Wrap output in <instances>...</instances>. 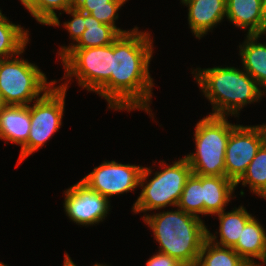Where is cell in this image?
<instances>
[{"mask_svg": "<svg viewBox=\"0 0 266 266\" xmlns=\"http://www.w3.org/2000/svg\"><path fill=\"white\" fill-rule=\"evenodd\" d=\"M159 243V252L176 258L184 266H196L207 227L200 217L177 208L143 216Z\"/></svg>", "mask_w": 266, "mask_h": 266, "instance_id": "2", "label": "cell"}, {"mask_svg": "<svg viewBox=\"0 0 266 266\" xmlns=\"http://www.w3.org/2000/svg\"><path fill=\"white\" fill-rule=\"evenodd\" d=\"M142 168L114 160L104 161L81 181L109 200L110 196L134 191L139 187Z\"/></svg>", "mask_w": 266, "mask_h": 266, "instance_id": "10", "label": "cell"}, {"mask_svg": "<svg viewBox=\"0 0 266 266\" xmlns=\"http://www.w3.org/2000/svg\"><path fill=\"white\" fill-rule=\"evenodd\" d=\"M93 266H106V265L96 263V264L93 265Z\"/></svg>", "mask_w": 266, "mask_h": 266, "instance_id": "31", "label": "cell"}, {"mask_svg": "<svg viewBox=\"0 0 266 266\" xmlns=\"http://www.w3.org/2000/svg\"><path fill=\"white\" fill-rule=\"evenodd\" d=\"M67 81L50 88L30 106L31 126L28 141L21 147L18 165L49 140L62 125Z\"/></svg>", "mask_w": 266, "mask_h": 266, "instance_id": "8", "label": "cell"}, {"mask_svg": "<svg viewBox=\"0 0 266 266\" xmlns=\"http://www.w3.org/2000/svg\"><path fill=\"white\" fill-rule=\"evenodd\" d=\"M86 30L76 44L60 47L59 55L62 57L69 48H93L112 44L121 34L112 26L101 23L91 14L85 13Z\"/></svg>", "mask_w": 266, "mask_h": 266, "instance_id": "19", "label": "cell"}, {"mask_svg": "<svg viewBox=\"0 0 266 266\" xmlns=\"http://www.w3.org/2000/svg\"><path fill=\"white\" fill-rule=\"evenodd\" d=\"M164 162L161 161L160 163L163 170L156 172L149 182H147V178L151 175L152 170L150 167L142 168L139 186L143 189L133 204V212L139 213L158 210L167 206H177L186 181L192 174V169L185 157L174 161L172 165L167 167Z\"/></svg>", "mask_w": 266, "mask_h": 266, "instance_id": "5", "label": "cell"}, {"mask_svg": "<svg viewBox=\"0 0 266 266\" xmlns=\"http://www.w3.org/2000/svg\"><path fill=\"white\" fill-rule=\"evenodd\" d=\"M22 4L40 24L60 26L55 10L66 12L74 0H25Z\"/></svg>", "mask_w": 266, "mask_h": 266, "instance_id": "23", "label": "cell"}, {"mask_svg": "<svg viewBox=\"0 0 266 266\" xmlns=\"http://www.w3.org/2000/svg\"><path fill=\"white\" fill-rule=\"evenodd\" d=\"M262 35H248L239 46L244 70L266 90V44L258 43Z\"/></svg>", "mask_w": 266, "mask_h": 266, "instance_id": "17", "label": "cell"}, {"mask_svg": "<svg viewBox=\"0 0 266 266\" xmlns=\"http://www.w3.org/2000/svg\"><path fill=\"white\" fill-rule=\"evenodd\" d=\"M217 216L220 220V241L218 242L217 237L210 233L209 230H207V238L217 245L233 248L237 244L239 237H241L246 222L252 215L243 206H240L230 212L223 210Z\"/></svg>", "mask_w": 266, "mask_h": 266, "instance_id": "18", "label": "cell"}, {"mask_svg": "<svg viewBox=\"0 0 266 266\" xmlns=\"http://www.w3.org/2000/svg\"><path fill=\"white\" fill-rule=\"evenodd\" d=\"M64 79L75 76L80 87L105 98L110 108L112 44L93 48H69L61 57Z\"/></svg>", "mask_w": 266, "mask_h": 266, "instance_id": "6", "label": "cell"}, {"mask_svg": "<svg viewBox=\"0 0 266 266\" xmlns=\"http://www.w3.org/2000/svg\"><path fill=\"white\" fill-rule=\"evenodd\" d=\"M65 259H64V265L63 266H76L74 262L72 261L71 257L65 253Z\"/></svg>", "mask_w": 266, "mask_h": 266, "instance_id": "28", "label": "cell"}, {"mask_svg": "<svg viewBox=\"0 0 266 266\" xmlns=\"http://www.w3.org/2000/svg\"><path fill=\"white\" fill-rule=\"evenodd\" d=\"M188 7L192 33L201 39L226 17V0H181Z\"/></svg>", "mask_w": 266, "mask_h": 266, "instance_id": "12", "label": "cell"}, {"mask_svg": "<svg viewBox=\"0 0 266 266\" xmlns=\"http://www.w3.org/2000/svg\"><path fill=\"white\" fill-rule=\"evenodd\" d=\"M66 215L78 225H94L105 220L110 202L81 180L65 191Z\"/></svg>", "mask_w": 266, "mask_h": 266, "instance_id": "11", "label": "cell"}, {"mask_svg": "<svg viewBox=\"0 0 266 266\" xmlns=\"http://www.w3.org/2000/svg\"><path fill=\"white\" fill-rule=\"evenodd\" d=\"M55 83L47 82L45 73L27 60L17 57L0 60V96L4 105H30Z\"/></svg>", "mask_w": 266, "mask_h": 266, "instance_id": "7", "label": "cell"}, {"mask_svg": "<svg viewBox=\"0 0 266 266\" xmlns=\"http://www.w3.org/2000/svg\"><path fill=\"white\" fill-rule=\"evenodd\" d=\"M194 71L192 74H195V80L213 106V112L209 115L231 114L236 117L246 104L257 102L266 95L245 70L213 67Z\"/></svg>", "mask_w": 266, "mask_h": 266, "instance_id": "3", "label": "cell"}, {"mask_svg": "<svg viewBox=\"0 0 266 266\" xmlns=\"http://www.w3.org/2000/svg\"><path fill=\"white\" fill-rule=\"evenodd\" d=\"M235 188L236 183L225 176H202L203 215L221 213Z\"/></svg>", "mask_w": 266, "mask_h": 266, "instance_id": "16", "label": "cell"}, {"mask_svg": "<svg viewBox=\"0 0 266 266\" xmlns=\"http://www.w3.org/2000/svg\"><path fill=\"white\" fill-rule=\"evenodd\" d=\"M152 43L148 31L139 32L137 27L121 34L112 43L110 108L127 111L142 109L150 114L154 85L149 72Z\"/></svg>", "mask_w": 266, "mask_h": 266, "instance_id": "1", "label": "cell"}, {"mask_svg": "<svg viewBox=\"0 0 266 266\" xmlns=\"http://www.w3.org/2000/svg\"><path fill=\"white\" fill-rule=\"evenodd\" d=\"M146 266H184L176 258L163 253L154 254L147 262Z\"/></svg>", "mask_w": 266, "mask_h": 266, "instance_id": "27", "label": "cell"}, {"mask_svg": "<svg viewBox=\"0 0 266 266\" xmlns=\"http://www.w3.org/2000/svg\"><path fill=\"white\" fill-rule=\"evenodd\" d=\"M30 105H4L0 109V139L21 147L28 141Z\"/></svg>", "mask_w": 266, "mask_h": 266, "instance_id": "14", "label": "cell"}, {"mask_svg": "<svg viewBox=\"0 0 266 266\" xmlns=\"http://www.w3.org/2000/svg\"><path fill=\"white\" fill-rule=\"evenodd\" d=\"M196 266H253L233 248L217 245L205 239Z\"/></svg>", "mask_w": 266, "mask_h": 266, "instance_id": "21", "label": "cell"}, {"mask_svg": "<svg viewBox=\"0 0 266 266\" xmlns=\"http://www.w3.org/2000/svg\"><path fill=\"white\" fill-rule=\"evenodd\" d=\"M226 17L236 27L248 28V35L266 34V14L262 0H226Z\"/></svg>", "mask_w": 266, "mask_h": 266, "instance_id": "13", "label": "cell"}, {"mask_svg": "<svg viewBox=\"0 0 266 266\" xmlns=\"http://www.w3.org/2000/svg\"><path fill=\"white\" fill-rule=\"evenodd\" d=\"M73 19L68 22H64L65 28L70 33V38L77 42L82 33L86 30L85 27V13L78 10L76 7H72L66 11Z\"/></svg>", "mask_w": 266, "mask_h": 266, "instance_id": "26", "label": "cell"}, {"mask_svg": "<svg viewBox=\"0 0 266 266\" xmlns=\"http://www.w3.org/2000/svg\"><path fill=\"white\" fill-rule=\"evenodd\" d=\"M3 106H4V103H3L2 99H1V96H0V109H1Z\"/></svg>", "mask_w": 266, "mask_h": 266, "instance_id": "30", "label": "cell"}, {"mask_svg": "<svg viewBox=\"0 0 266 266\" xmlns=\"http://www.w3.org/2000/svg\"><path fill=\"white\" fill-rule=\"evenodd\" d=\"M28 30L20 25L10 22L5 15L0 12V60L19 56L24 52L28 40Z\"/></svg>", "mask_w": 266, "mask_h": 266, "instance_id": "20", "label": "cell"}, {"mask_svg": "<svg viewBox=\"0 0 266 266\" xmlns=\"http://www.w3.org/2000/svg\"><path fill=\"white\" fill-rule=\"evenodd\" d=\"M226 116L208 115L196 123L195 153L186 155L192 173L225 176V151L231 131L237 126Z\"/></svg>", "mask_w": 266, "mask_h": 266, "instance_id": "4", "label": "cell"}, {"mask_svg": "<svg viewBox=\"0 0 266 266\" xmlns=\"http://www.w3.org/2000/svg\"><path fill=\"white\" fill-rule=\"evenodd\" d=\"M0 266H7L6 264H4V263H2V262H0Z\"/></svg>", "mask_w": 266, "mask_h": 266, "instance_id": "32", "label": "cell"}, {"mask_svg": "<svg viewBox=\"0 0 266 266\" xmlns=\"http://www.w3.org/2000/svg\"><path fill=\"white\" fill-rule=\"evenodd\" d=\"M241 181L243 186L249 185L251 192L266 199V142L260 147L246 172L236 182V186Z\"/></svg>", "mask_w": 266, "mask_h": 266, "instance_id": "24", "label": "cell"}, {"mask_svg": "<svg viewBox=\"0 0 266 266\" xmlns=\"http://www.w3.org/2000/svg\"><path fill=\"white\" fill-rule=\"evenodd\" d=\"M233 249L248 263L261 266L254 259L266 264V231L264 227L252 216L245 224L241 237Z\"/></svg>", "mask_w": 266, "mask_h": 266, "instance_id": "15", "label": "cell"}, {"mask_svg": "<svg viewBox=\"0 0 266 266\" xmlns=\"http://www.w3.org/2000/svg\"><path fill=\"white\" fill-rule=\"evenodd\" d=\"M127 0H74V7L84 13L91 14L101 23L114 27L120 34L130 32L131 30H122L117 28L115 21L118 19V13L121 6Z\"/></svg>", "mask_w": 266, "mask_h": 266, "instance_id": "22", "label": "cell"}, {"mask_svg": "<svg viewBox=\"0 0 266 266\" xmlns=\"http://www.w3.org/2000/svg\"><path fill=\"white\" fill-rule=\"evenodd\" d=\"M262 4H263L264 12L266 14V0H262Z\"/></svg>", "mask_w": 266, "mask_h": 266, "instance_id": "29", "label": "cell"}, {"mask_svg": "<svg viewBox=\"0 0 266 266\" xmlns=\"http://www.w3.org/2000/svg\"><path fill=\"white\" fill-rule=\"evenodd\" d=\"M265 142L266 124L252 127L237 125L231 131L227 142L225 177L236 183Z\"/></svg>", "mask_w": 266, "mask_h": 266, "instance_id": "9", "label": "cell"}, {"mask_svg": "<svg viewBox=\"0 0 266 266\" xmlns=\"http://www.w3.org/2000/svg\"><path fill=\"white\" fill-rule=\"evenodd\" d=\"M176 207L197 217L203 215L202 175H190Z\"/></svg>", "mask_w": 266, "mask_h": 266, "instance_id": "25", "label": "cell"}]
</instances>
